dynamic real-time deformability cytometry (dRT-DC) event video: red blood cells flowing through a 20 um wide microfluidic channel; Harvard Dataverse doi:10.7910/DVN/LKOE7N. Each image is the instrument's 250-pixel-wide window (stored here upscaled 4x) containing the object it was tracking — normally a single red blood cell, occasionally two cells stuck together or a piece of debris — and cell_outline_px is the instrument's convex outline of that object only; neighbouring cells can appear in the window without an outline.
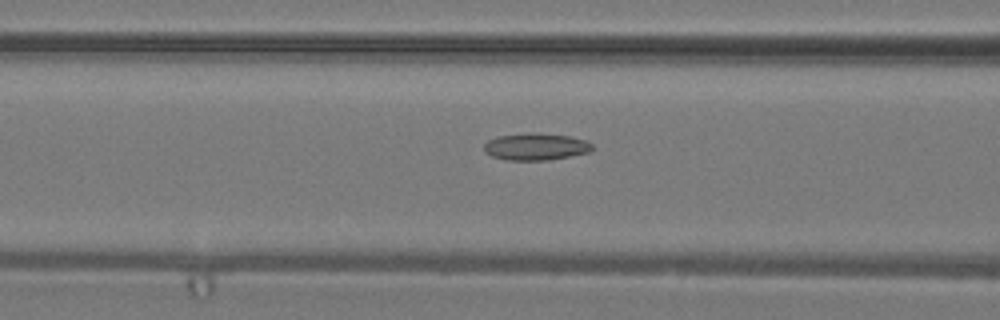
{"species": "common noctule bat (a hibernating species)", "species_latin": "Nyctalus noctula", "temperature_condition": "warm", "stored_images_in_passage": 42, "camera_frame_rate_fps": 3000, "um_per_image_px": 0.085, "animal": {"sex": "male", "body_mass_g": 19.2, "forearm_length_mm": 51.8}, "frame": {"image": 1, "passage_image": 18, "time_ms": 5.667, "image_size_px": [1000, 320], "cell_outline_px": [[596, 148], [588, 152], [548, 160], [508, 160], [492, 156], [484, 152], [484, 144], [488, 140], [496, 136], [532, 132], [572, 136], [584, 140], [592, 144]], "centroid_in_image_um": [45.53, 12.45], "position_along_channel_um": 121.1, "area_um2": 17.11}}
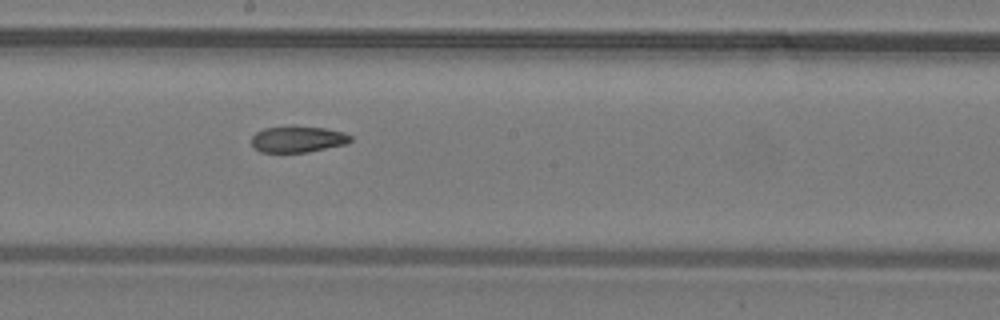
{"frame": {"image": 2, "passage_image": 24, "time_ms": 7.667, "image_size_px": [1000, 320], "cell_outline_px": [[352, 140], [348, 144], [308, 152], [260, 152], [252, 148], [252, 136], [256, 132], [264, 128], [324, 128], [344, 132], [352, 136]], "centroid_in_image_um": [25.33, 11.87], "position_along_channel_um": 222.9, "area_um2": 14.85}}
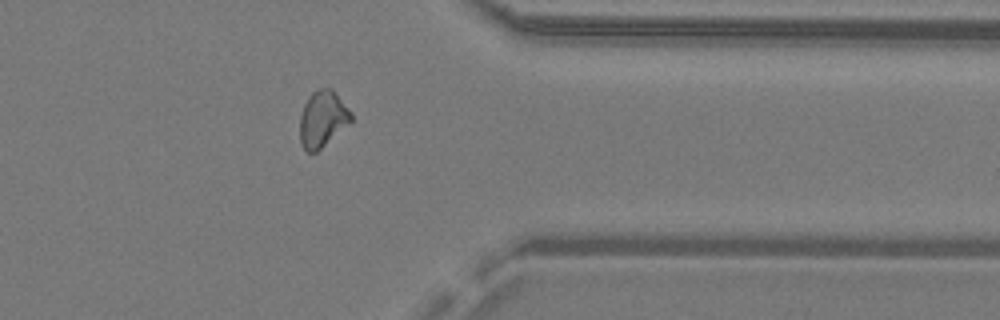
{"frame": {"image": 3, "passage_image": 34, "time_ms": 11.0, "image_size_px": [1000, 320], "cell_outline_px": [[352, 120], [348, 124], [316, 152], [308, 152], [304, 148], [300, 140], [300, 116], [304, 104], [308, 96], [312, 92], [320, 88], [332, 88], [352, 112]], "centroid_in_image_um": [27.42, 10.08], "position_along_channel_um": 384.0, "area_um2": 16.65}}